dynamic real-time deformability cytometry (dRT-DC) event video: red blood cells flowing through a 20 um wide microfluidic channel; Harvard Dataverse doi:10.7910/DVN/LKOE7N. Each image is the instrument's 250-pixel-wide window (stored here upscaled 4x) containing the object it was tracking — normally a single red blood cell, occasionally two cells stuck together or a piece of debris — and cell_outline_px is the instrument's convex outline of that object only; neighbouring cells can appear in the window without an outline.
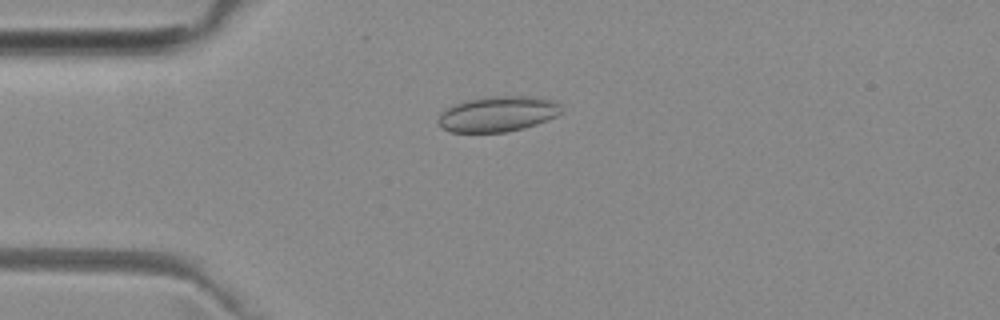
{"species": "common noctule bat (a hibernating species)", "species_latin": "Nyctalus noctula", "temperature_condition": "room temperature", "stored_images_in_passage": 40, "camera_frame_rate_fps": 3000, "um_per_image_px": 0.085, "animal": {"sex": "female", "body_mass_g": 29.2, "forearm_length_mm": 56.3}, "frame": {"image": 1, "passage_image": 1, "time_ms": 0.0, "image_size_px": [1000, 320], "cell_outline_px": [[564, 112], [548, 120], [524, 128], [508, 132], [452, 132], [440, 128], [436, 120], [440, 112], [452, 104], [464, 100], [488, 96], [536, 96], [556, 100], [560, 104]], "centroid_in_image_um": [42.31, 9.67], "position_along_channel_um": 42.7, "area_um2": 26.13}}
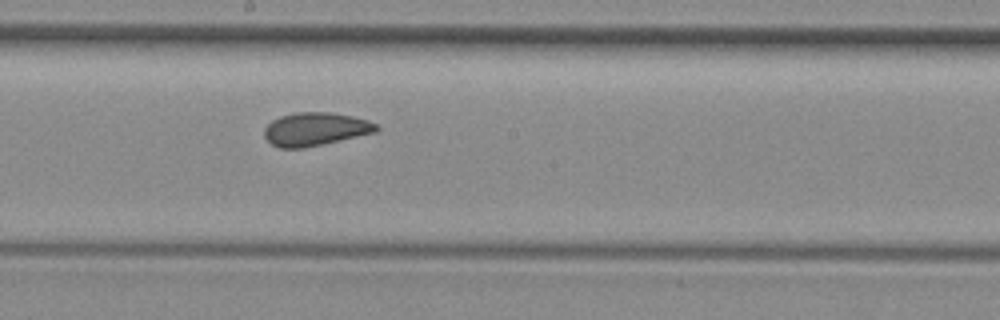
{"frame": {"image": 2, "passage_image": 16, "time_ms": 5.0, "image_size_px": [1000, 320], "cell_outline_px": [[380, 128], [376, 132], [304, 148], [280, 148], [272, 144], [264, 136], [264, 128], [272, 120], [280, 116], [296, 112], [332, 112], [352, 116], [368, 120], [376, 124]], "centroid_in_image_um": [26.8, 10.97], "position_along_channel_um": 221.4, "area_um2": 21.68}}
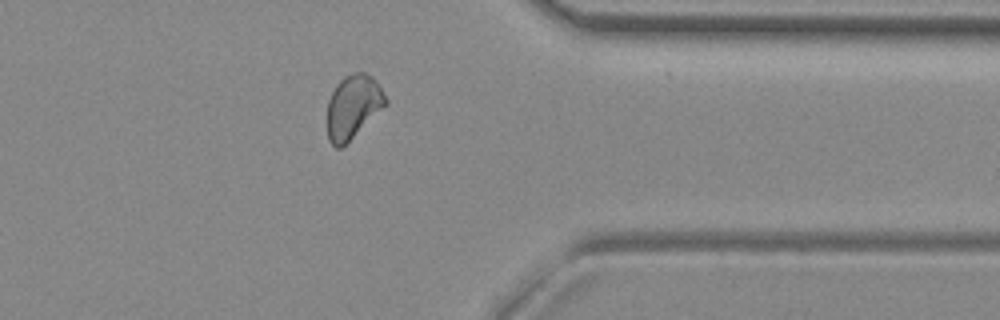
{"frame": {"image": 3, "passage_image": 29, "time_ms": 9.333, "image_size_px": [1000, 320], "cell_outline_px": [[388, 104], [340, 148], [336, 148], [328, 140], [328, 100], [336, 84], [344, 76], [356, 72], [364, 72], [372, 76], [376, 80], [388, 100]], "centroid_in_image_um": [30.02, 9.04], "position_along_channel_um": 381.4, "area_um2": 21.44}, "authors_computed_cell_mechanics": {"area_um2": 21.7039, "velocity_mm_per_s": 3.9831, "shape_relaxation_time_tau1_ms": null, "shape_relaxation_time_tau2_ms": 1.8383, "deformation_change_tau1": null, "deformation_change_tau2": 0.0553}}